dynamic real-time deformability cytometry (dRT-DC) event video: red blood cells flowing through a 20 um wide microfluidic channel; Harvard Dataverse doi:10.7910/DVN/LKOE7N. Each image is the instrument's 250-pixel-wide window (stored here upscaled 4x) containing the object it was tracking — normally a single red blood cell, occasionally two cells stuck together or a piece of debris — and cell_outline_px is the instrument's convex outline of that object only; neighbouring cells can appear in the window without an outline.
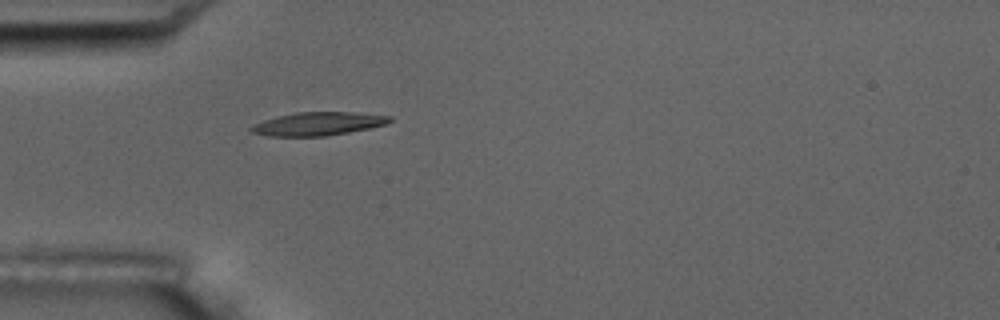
{"species": "common noctule bat (a hibernating species)", "species_latin": "Nyctalus noctula", "temperature_condition": "room temperature", "stored_images_in_passage": 1, "camera_frame_rate_fps": 3000, "um_per_image_px": 0.085, "animal": {"sex": "male", "body_mass_g": 17.5, "forearm_length_mm": 52.3}, "frame": {"image": 1, "passage_image": 1, "time_ms": 0.0, "image_size_px": [1000, 320], "cell_outline_px": [[392, 120], [388, 124], [348, 132], [324, 136], [268, 136], [248, 132], [248, 128], [252, 124], [276, 116], [296, 112], [352, 112], [392, 116]], "centroid_in_image_um": [26.98, 10.52], "position_along_channel_um": 58.0, "area_um2": 18.96}}